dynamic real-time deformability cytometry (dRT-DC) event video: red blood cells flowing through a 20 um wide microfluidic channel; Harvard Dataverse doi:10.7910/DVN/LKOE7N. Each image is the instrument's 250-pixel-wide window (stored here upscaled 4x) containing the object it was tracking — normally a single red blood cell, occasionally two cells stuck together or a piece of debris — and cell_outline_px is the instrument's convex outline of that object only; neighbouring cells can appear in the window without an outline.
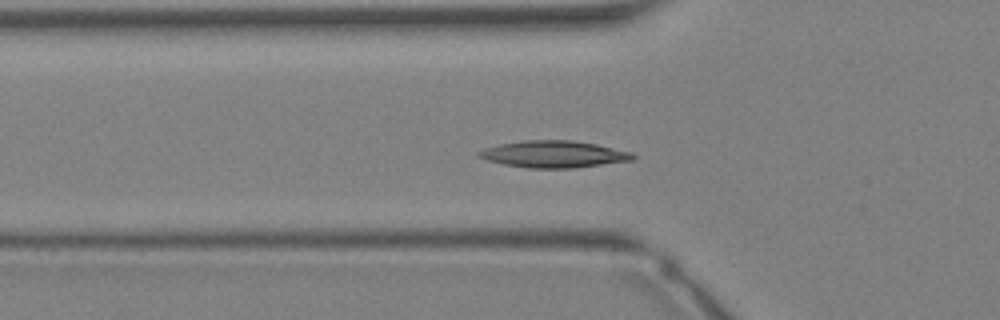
{"species": "Egyptian fruit bat (a non-hibernating species)", "species_latin": "Rousettus aegyptiacus", "temperature_condition": "warm", "stored_images_in_passage": 36, "camera_frame_rate_fps": 3000, "um_per_image_px": 0.085, "animal": {"sex": "female"}, "frame": {"image": 1, "passage_image": 13, "time_ms": 4.0, "image_size_px": [1000, 320], "cell_outline_px": [[636, 160], [572, 168], [528, 168], [504, 164], [488, 160], [476, 156], [476, 152], [484, 148], [500, 144], [524, 140], [572, 140], [596, 144], [632, 152], [636, 156]], "centroid_in_image_um": [47.08, 13.1], "position_along_channel_um": 78.7, "area_um2": 24.16}}
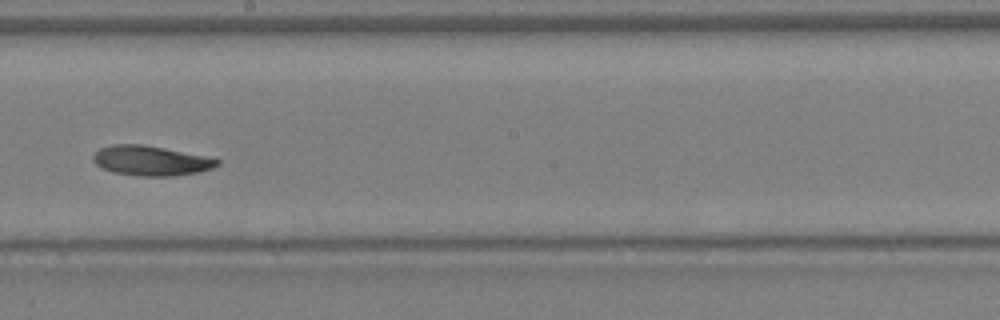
{"frame": {"image": 2, "passage_image": 21, "time_ms": 6.667, "image_size_px": [1000, 320], "cell_outline_px": [[220, 164], [212, 168], [200, 172], [172, 176], [136, 176], [112, 172], [100, 168], [92, 160], [92, 156], [100, 148], [112, 144], [140, 144], [164, 148], [204, 156], [220, 160]], "centroid_in_image_um": [12.78, 13.67], "position_along_channel_um": 235.4, "area_um2": 21.62}}
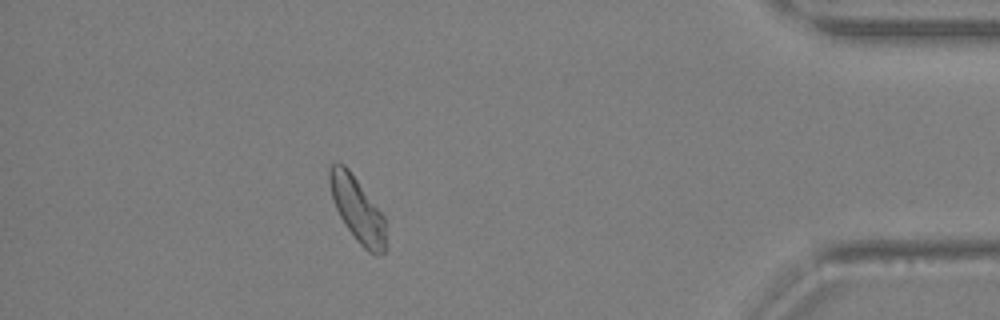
{"frame": {"image": 3, "passage_image": 32, "time_ms": 10.333, "image_size_px": [1000, 320], "cell_outline_px": [[384, 252], [376, 256], [368, 252], [356, 240], [340, 216], [332, 200], [328, 180], [328, 168], [332, 164], [344, 164], [348, 168], [384, 216]], "centroid_in_image_um": [30.34, 17.78], "position_along_channel_um": 404.9, "area_um2": 20.81}}